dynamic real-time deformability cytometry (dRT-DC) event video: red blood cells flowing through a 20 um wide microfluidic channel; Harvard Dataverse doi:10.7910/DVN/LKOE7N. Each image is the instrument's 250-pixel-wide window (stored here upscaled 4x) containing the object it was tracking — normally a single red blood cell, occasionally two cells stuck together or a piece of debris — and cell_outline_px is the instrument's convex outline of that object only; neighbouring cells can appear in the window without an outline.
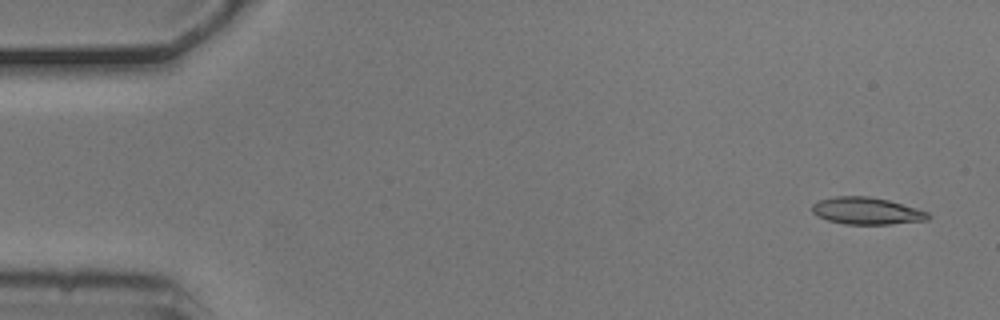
{"species": "common noctule bat (a hibernating species)", "species_latin": "Nyctalus noctula", "temperature_condition": "cold", "stored_images_in_passage": 8, "camera_frame_rate_fps": 3000, "um_per_image_px": 0.085, "animal": {"sex": "male", "body_mass_g": 20.5, "forearm_length_mm": 52.5}, "frame": {"image": 1, "passage_image": 1, "time_ms": 0.0, "image_size_px": [1000, 320], "cell_outline_px": [[932, 216], [928, 220], [892, 224], [844, 224], [828, 220], [816, 216], [812, 212], [812, 204], [820, 200], [836, 196], [868, 196], [888, 200], [916, 208], [928, 212]], "centroid_in_image_um": [73.67, 17.93], "position_along_channel_um": 11.3, "area_um2": 18.32}}
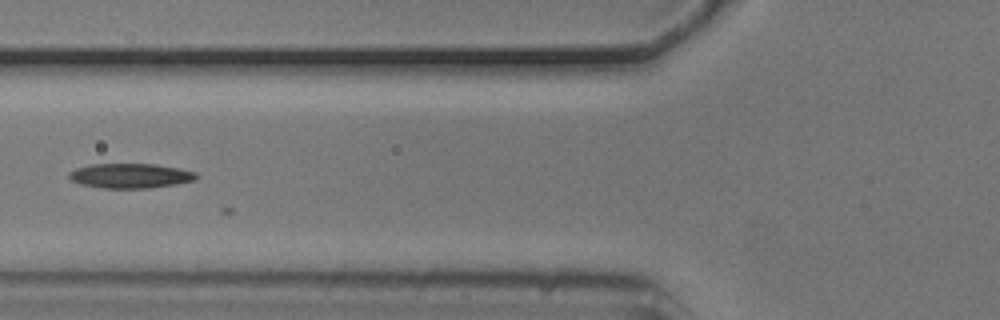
{"frame": {"image": 2, "passage_image": 6, "time_ms": 1.667, "image_size_px": [1000, 320], "cell_outline_px": [[196, 180], [176, 184], [148, 188], [104, 188], [80, 184], [72, 180], [68, 176], [68, 172], [76, 168], [92, 164], [156, 164], [196, 172]], "centroid_in_image_um": [11.06, 14.94], "position_along_channel_um": 114.7, "area_um2": 18.21}}
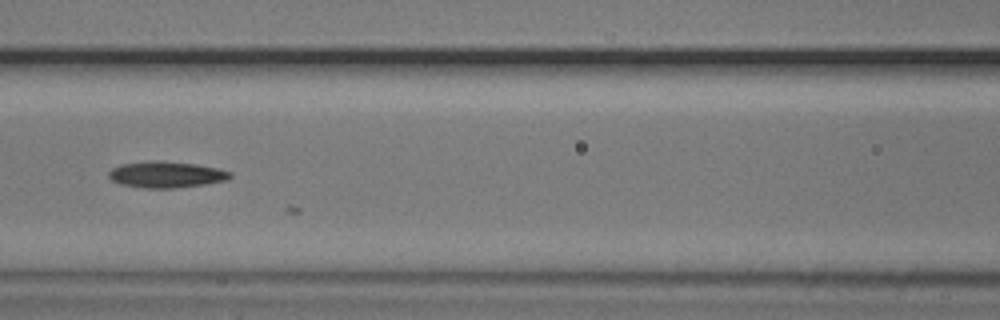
{"frame": {"image": 3, "passage_image": 7, "time_ms": 2.0, "image_size_px": [1000, 320], "cell_outline_px": [[232, 176], [228, 180], [204, 184], [172, 188], [148, 188], [120, 184], [112, 180], [108, 176], [108, 172], [112, 168], [120, 164], [148, 160], [160, 160], [196, 164], [220, 168], [232, 172]], "centroid_in_image_um": [14.14, 14.82], "position_along_channel_um": 152.5, "area_um2": 18.79}}